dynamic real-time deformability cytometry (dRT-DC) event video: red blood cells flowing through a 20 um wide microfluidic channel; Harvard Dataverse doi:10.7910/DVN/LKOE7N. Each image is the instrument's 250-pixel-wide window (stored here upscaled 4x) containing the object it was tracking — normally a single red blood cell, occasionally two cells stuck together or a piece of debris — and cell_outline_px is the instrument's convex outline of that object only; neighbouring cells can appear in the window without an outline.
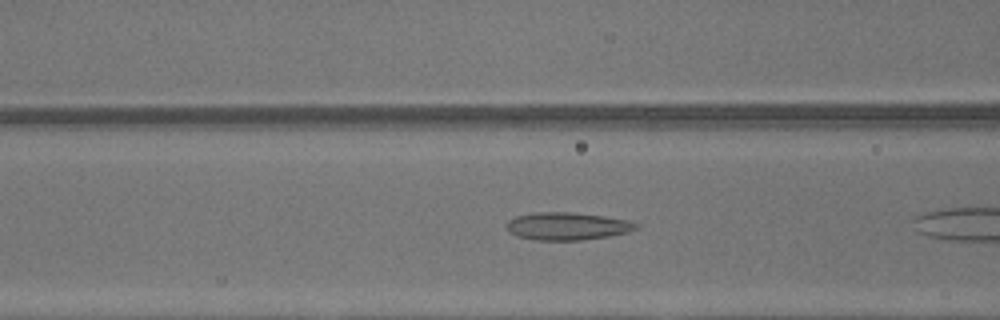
{"species": "common noctule bat (a hibernating species)", "species_latin": "Nyctalus noctula", "temperature_condition": "warm", "stored_images_in_passage": 11, "camera_frame_rate_fps": 3000, "um_per_image_px": 0.085, "animal": {"sex": "male", "body_mass_g": 13.3}, "frame": {"image": 1, "passage_image": 7, "time_ms": 2.0, "image_size_px": [1000, 320], "cell_outline_px": [[640, 228], [628, 232], [608, 236], [580, 240], [532, 240], [516, 236], [508, 232], [508, 220], [516, 216], [532, 212], [576, 212], [604, 216], [628, 220], [640, 224]], "centroid_in_image_um": [48.23, 19.22], "position_along_channel_um": 118.4, "area_um2": 21.1}}